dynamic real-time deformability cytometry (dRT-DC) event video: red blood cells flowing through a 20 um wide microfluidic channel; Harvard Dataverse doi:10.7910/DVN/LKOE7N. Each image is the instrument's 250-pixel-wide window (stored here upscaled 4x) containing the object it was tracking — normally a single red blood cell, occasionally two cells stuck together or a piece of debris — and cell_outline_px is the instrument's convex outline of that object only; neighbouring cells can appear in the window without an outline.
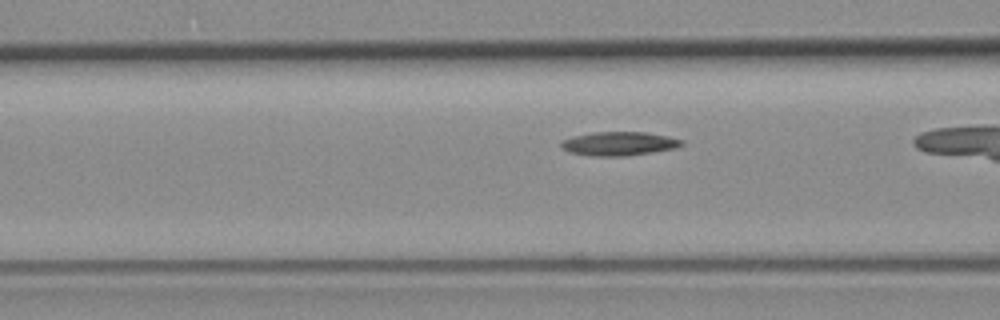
{"species": "common noctule bat (a hibernating species)", "species_latin": "Nyctalus noctula", "temperature_condition": "room temperature", "stored_images_in_passage": 26, "camera_frame_rate_fps": 3000, "um_per_image_px": 0.085, "animal": {"sex": "female", "body_mass_g": 19.3, "forearm_length_mm": 54.1}, "frame": {"image": 1, "passage_image": 5, "time_ms": 1.333, "image_size_px": [1000, 320], "cell_outline_px": [[684, 144], [676, 148], [652, 152], [624, 156], [596, 156], [568, 152], [560, 144], [564, 140], [572, 136], [592, 132], [648, 132], [668, 136], [684, 140]], "centroid_in_image_um": [52.65, 12.2], "position_along_channel_um": 113.9, "area_um2": 16.7}}
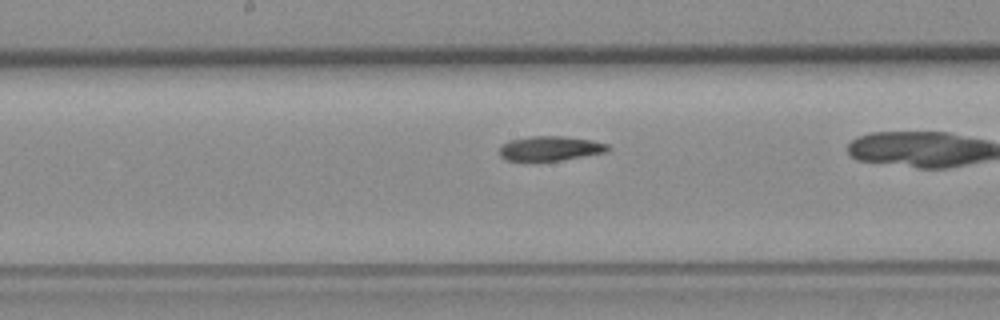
{"frame": {"image": 2, "passage_image": 12, "time_ms": 3.667, "image_size_px": [1000, 320], "cell_outline_px": [[612, 148], [608, 152], [560, 160], [504, 160], [500, 156], [500, 144], [508, 140], [532, 136], [564, 136], [592, 140], [608, 144]], "centroid_in_image_um": [46.78, 12.6], "position_along_channel_um": 201.4, "area_um2": 15.61}}
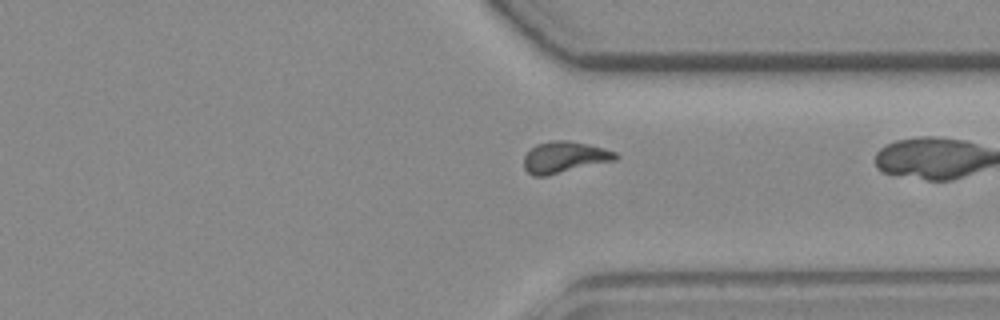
{"frame": {"image": 3, "passage_image": 25, "time_ms": 8.0, "image_size_px": [1000, 320], "cell_outline_px": [[620, 156], [616, 160], [548, 176], [532, 176], [524, 168], [524, 156], [536, 144], [552, 140], [568, 140], [588, 144], [604, 148], [616, 152]], "centroid_in_image_um": [47.99, 13.37], "position_along_channel_um": 363.4, "area_um2": 16.94}}